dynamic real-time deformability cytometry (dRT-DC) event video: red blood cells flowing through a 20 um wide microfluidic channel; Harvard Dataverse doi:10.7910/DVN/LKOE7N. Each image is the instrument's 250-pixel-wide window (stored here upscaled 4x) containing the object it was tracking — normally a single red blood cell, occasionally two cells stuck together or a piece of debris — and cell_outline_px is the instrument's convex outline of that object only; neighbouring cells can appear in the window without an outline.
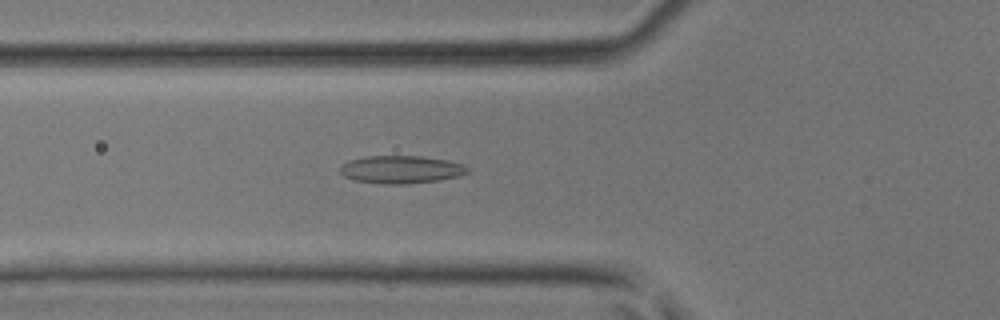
{"species": "common noctule bat (a hibernating species)", "species_latin": "Nyctalus noctula", "temperature_condition": "room temperature", "stored_images_in_passage": 34, "camera_frame_rate_fps": 3000, "um_per_image_px": 0.085, "animal": {"sex": "male", "body_mass_g": 17.9, "forearm_length_mm": 54.2}, "frame": {"image": 1, "passage_image": 6, "time_ms": 1.667, "image_size_px": [1000, 320], "cell_outline_px": [[468, 172], [460, 176], [436, 180], [404, 184], [384, 184], [356, 180], [344, 176], [340, 172], [340, 164], [348, 160], [368, 156], [420, 156], [448, 160], [464, 164], [468, 168]], "centroid_in_image_um": [34.08, 14.4], "position_along_channel_um": 91.7, "area_um2": 20.58}}
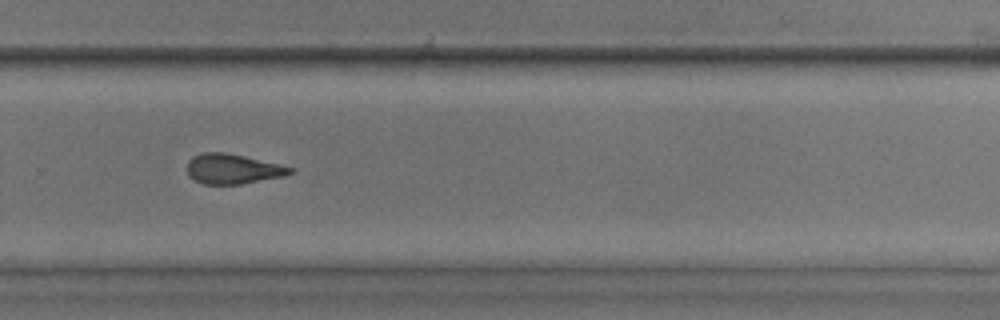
{"frame": {"image": 2, "passage_image": 20, "time_ms": 6.333, "image_size_px": [1000, 320], "cell_outline_px": [[296, 168], [292, 172], [284, 176], [240, 184], [204, 184], [188, 176], [188, 160], [192, 156], [204, 152], [224, 152], [244, 156]], "centroid_in_image_um": [19.78, 14.35], "position_along_channel_um": 310.0, "area_um2": 17.86}}
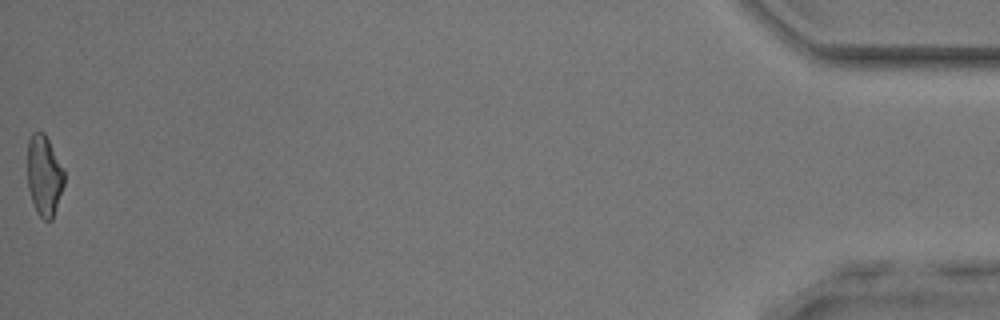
{"frame": {"image": 3, "passage_image": 34, "time_ms": 11.0, "image_size_px": [1000, 320], "cell_outline_px": [[64, 184], [52, 220], [44, 220], [36, 212], [28, 188], [28, 140], [32, 132], [44, 132], [64, 168]], "centroid_in_image_um": [3.76, 14.91], "position_along_channel_um": 431.4, "area_um2": 17.22}}